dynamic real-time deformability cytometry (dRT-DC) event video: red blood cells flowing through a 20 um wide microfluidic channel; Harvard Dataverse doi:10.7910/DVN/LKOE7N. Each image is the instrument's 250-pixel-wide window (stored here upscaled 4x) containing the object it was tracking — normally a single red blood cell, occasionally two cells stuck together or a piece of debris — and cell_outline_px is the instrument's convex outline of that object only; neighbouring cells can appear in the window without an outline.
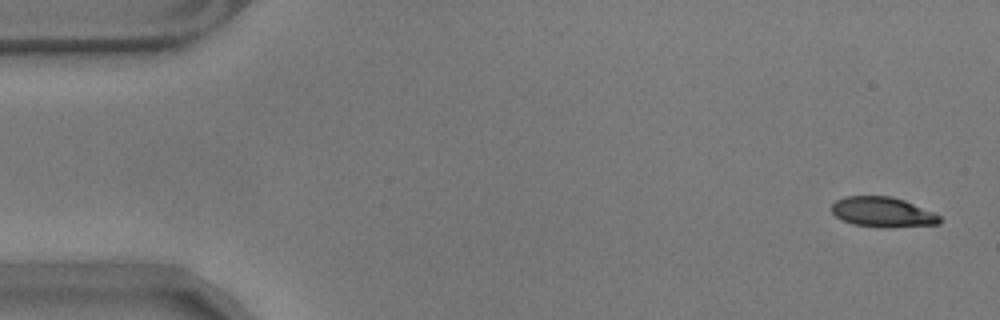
{"species": "common noctule bat (a hibernating species)", "species_latin": "Nyctalus noctula", "temperature_condition": "warm", "stored_images_in_passage": 13, "camera_frame_rate_fps": 3000, "um_per_image_px": 0.085, "animal": {"sex": "male", "body_mass_g": 17.9}, "frame": {"image": 1, "passage_image": 1, "time_ms": 0.0, "image_size_px": [1000, 320], "cell_outline_px": [[944, 220], [940, 224], [888, 228], [880, 228], [852, 224], [836, 216], [832, 212], [832, 204], [836, 200], [844, 196], [892, 196], [904, 200], [936, 212]], "centroid_in_image_um": [75.09, 18.04], "position_along_channel_um": 9.9, "area_um2": 19.31}}